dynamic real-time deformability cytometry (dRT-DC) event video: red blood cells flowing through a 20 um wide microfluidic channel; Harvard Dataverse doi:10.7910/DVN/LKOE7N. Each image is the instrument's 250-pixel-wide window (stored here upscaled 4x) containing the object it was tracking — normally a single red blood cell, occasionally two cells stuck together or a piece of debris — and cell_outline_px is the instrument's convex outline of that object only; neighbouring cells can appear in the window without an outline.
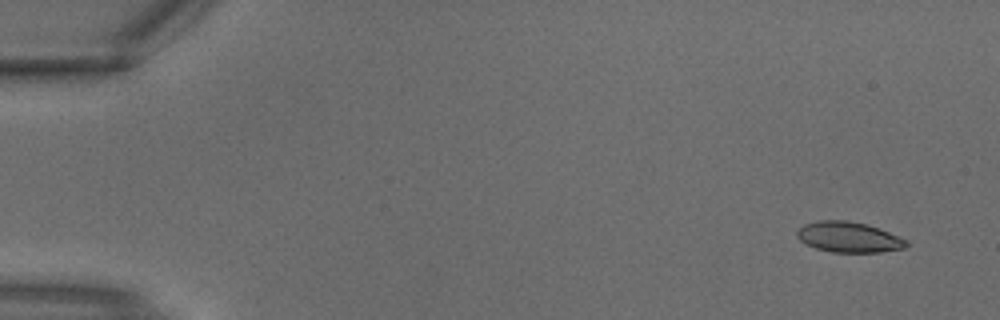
{"species": "common noctule bat (a hibernating species)", "species_latin": "Nyctalus noctula", "temperature_condition": "warm", "stored_images_in_passage": 2, "camera_frame_rate_fps": 3000, "um_per_image_px": 0.085, "animal": {"sex": "male", "body_mass_g": 18.8}, "frame": {"image": 1, "passage_image": 2, "time_ms": 0.333, "image_size_px": [1000, 320], "cell_outline_px": [[908, 244], [904, 248], [880, 252], [832, 252], [816, 248], [800, 240], [796, 236], [796, 232], [804, 224], [816, 220], [848, 220], [868, 224], [908, 240]], "centroid_in_image_um": [72.14, 20.14], "position_along_channel_um": 12.9, "area_um2": 19.42}}